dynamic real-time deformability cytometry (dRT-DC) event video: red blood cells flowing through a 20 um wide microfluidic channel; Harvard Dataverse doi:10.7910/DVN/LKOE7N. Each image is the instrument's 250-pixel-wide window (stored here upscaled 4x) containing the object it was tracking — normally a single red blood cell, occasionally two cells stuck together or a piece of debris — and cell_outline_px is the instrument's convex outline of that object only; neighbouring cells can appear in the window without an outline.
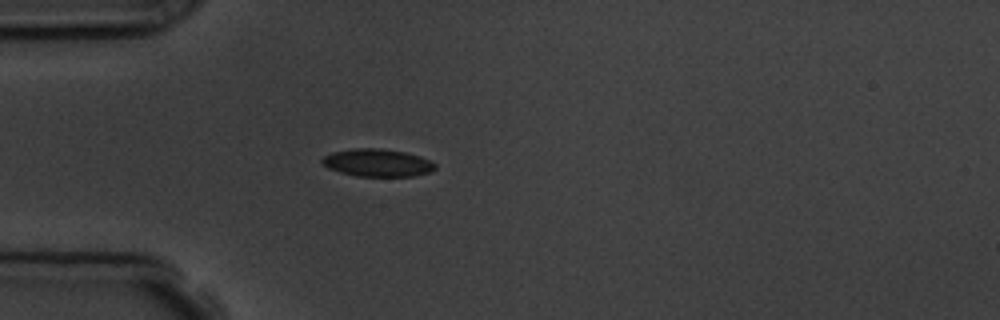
{"species": "common noctule bat (a hibernating species)", "species_latin": "Nyctalus noctula", "temperature_condition": "room temperature", "stored_images_in_passage": 5, "camera_frame_rate_fps": 3000, "um_per_image_px": 0.085, "animal": {"sex": "male", "body_mass_g": 19.5, "forearm_length_mm": 54.6}, "frame": {"image": 1, "passage_image": 5, "time_ms": 4.667, "image_size_px": [1000, 320], "cell_outline_px": [[436, 168], [428, 172], [412, 176], [356, 176], [340, 172], [328, 168], [320, 160], [324, 156], [332, 152], [352, 148], [380, 148], [404, 152], [420, 156], [436, 164]], "centroid_in_image_um": [32.05, 13.83], "position_along_channel_um": 52.9, "area_um2": 18.09}}